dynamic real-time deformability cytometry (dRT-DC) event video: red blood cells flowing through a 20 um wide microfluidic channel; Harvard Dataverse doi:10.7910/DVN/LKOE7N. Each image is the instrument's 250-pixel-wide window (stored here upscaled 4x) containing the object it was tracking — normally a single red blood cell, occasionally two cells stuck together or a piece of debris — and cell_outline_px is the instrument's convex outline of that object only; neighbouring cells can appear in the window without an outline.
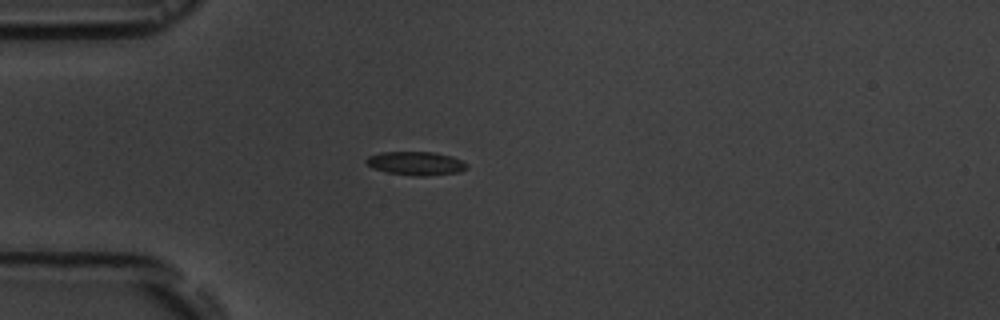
{"species": "common noctule bat (a hibernating species)", "species_latin": "Nyctalus noctula", "temperature_condition": "room temperature", "stored_images_in_passage": 1, "camera_frame_rate_fps": 3000, "um_per_image_px": 0.085, "animal": {"sex": "male", "body_mass_g": 19.5, "forearm_length_mm": 54.6}, "frame": {"image": 1, "passage_image": 1, "time_ms": 0.0, "image_size_px": [1000, 320], "cell_outline_px": [[468, 168], [460, 172], [424, 176], [416, 176], [388, 172], [372, 168], [364, 160], [368, 156], [380, 152], [432, 152], [452, 156], [468, 164]], "centroid_in_image_um": [35.36, 13.88], "position_along_channel_um": 49.6, "area_um2": 13.81}}